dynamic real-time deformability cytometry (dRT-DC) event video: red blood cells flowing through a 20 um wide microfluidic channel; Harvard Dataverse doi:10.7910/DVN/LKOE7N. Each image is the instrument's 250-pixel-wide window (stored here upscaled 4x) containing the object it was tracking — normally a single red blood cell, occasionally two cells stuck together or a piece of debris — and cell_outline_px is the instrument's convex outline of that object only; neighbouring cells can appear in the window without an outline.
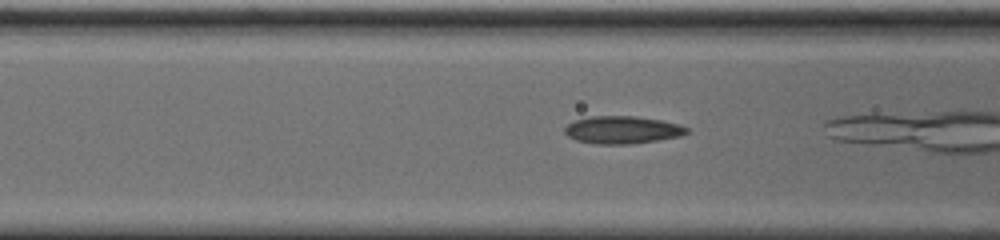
{"species": "common noctule bat (a hibernating species)", "species_latin": "Nyctalus noctula", "temperature_condition": "cold", "stored_images_in_passage": 16, "camera_frame_rate_fps": 3000, "um_per_image_px": 0.085, "animal": {"sex": "male", "body_mass_g": 20.0, "forearm_length_mm": 53.3}, "frame": {"image": 1, "passage_image": 5, "time_ms": 1.333, "image_size_px": [1000, 240], "cell_outline_px": [[688, 132], [680, 136], [656, 140], [628, 144], [596, 144], [576, 140], [568, 136], [564, 132], [564, 128], [568, 124], [576, 120], [592, 116], [636, 116], [660, 120], [676, 124], [688, 128]], "centroid_in_image_um": [52.86, 11.04], "position_along_channel_um": 113.7, "area_um2": 19.36}}